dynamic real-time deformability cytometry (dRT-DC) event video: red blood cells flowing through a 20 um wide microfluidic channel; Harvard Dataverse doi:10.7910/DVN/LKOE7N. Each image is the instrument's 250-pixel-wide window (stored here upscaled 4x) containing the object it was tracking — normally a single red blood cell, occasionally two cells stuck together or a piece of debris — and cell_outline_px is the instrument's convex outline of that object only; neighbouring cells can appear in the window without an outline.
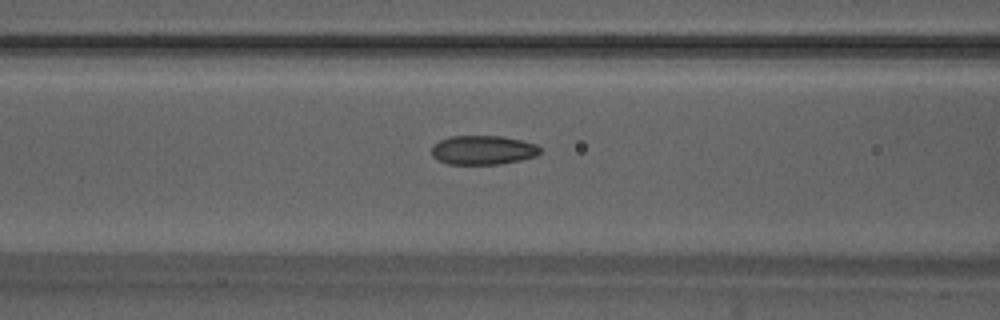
{"species": "Egyptian fruit bat (a non-hibernating species)", "species_latin": "Rousettus aegyptiacus", "temperature_condition": "warm", "stored_images_in_passage": 53, "camera_frame_rate_fps": 3000, "um_per_image_px": 0.085, "animal": {"sex": "male"}, "frame": {"image": 1, "passage_image": 22, "time_ms": 7.0, "image_size_px": [1000, 320], "cell_outline_px": [[540, 152], [536, 156], [520, 160], [500, 164], [448, 164], [432, 156], [432, 144], [448, 136], [504, 136], [536, 144], [540, 148]], "centroid_in_image_um": [41.04, 12.75], "position_along_channel_um": 125.6, "area_um2": 18.44}}
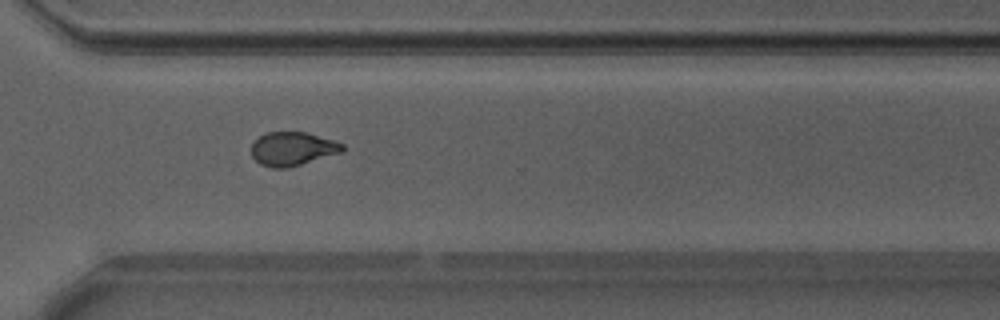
{"frame": {"image": 2, "passage_image": 39, "time_ms": 12.667, "image_size_px": [1000, 320], "cell_outline_px": [[344, 152], [300, 164], [284, 168], [272, 168], [260, 164], [252, 156], [252, 140], [268, 132], [308, 132], [336, 140], [344, 144]], "centroid_in_image_um": [24.89, 12.63], "position_along_channel_um": 345.7, "area_um2": 18.03}}
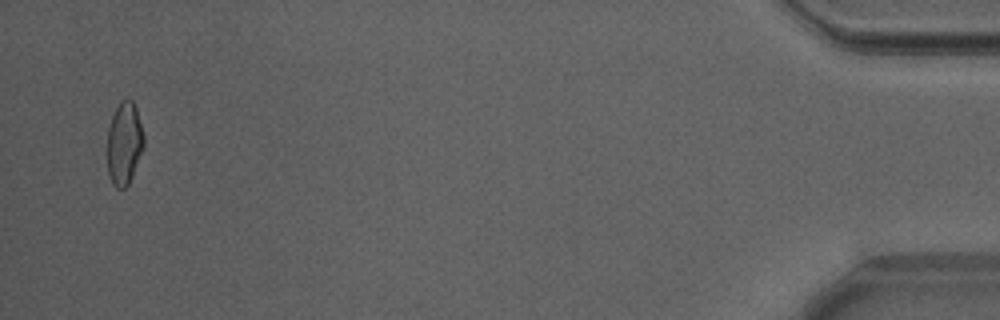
{"frame": {"image": 3, "passage_image": 52, "time_ms": 17.0, "image_size_px": [1000, 320], "cell_outline_px": [[144, 148], [128, 184], [124, 188], [116, 188], [112, 184], [108, 176], [108, 128], [112, 116], [120, 100], [128, 96], [132, 100], [136, 108], [144, 136]], "centroid_in_image_um": [10.56, 12.16], "position_along_channel_um": 424.6, "area_um2": 17.69}, "authors_computed_cell_mechanics": {"area_um2": 18.3804, "velocity_mm_per_s": 3.8936, "shape_relaxation_time_tau1_ms": 6.333, "shape_relaxation_time_tau2_ms": 1.1958, "deformation_change_tau1": 0.1549, "deformation_change_tau2": 0.0586}}